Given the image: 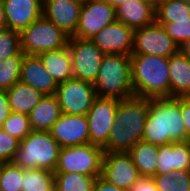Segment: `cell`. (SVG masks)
Masks as SVG:
<instances>
[{"instance_id": "cell-37", "label": "cell", "mask_w": 190, "mask_h": 191, "mask_svg": "<svg viewBox=\"0 0 190 191\" xmlns=\"http://www.w3.org/2000/svg\"><path fill=\"white\" fill-rule=\"evenodd\" d=\"M128 191H159L151 177H140Z\"/></svg>"}, {"instance_id": "cell-12", "label": "cell", "mask_w": 190, "mask_h": 191, "mask_svg": "<svg viewBox=\"0 0 190 191\" xmlns=\"http://www.w3.org/2000/svg\"><path fill=\"white\" fill-rule=\"evenodd\" d=\"M116 21L115 8L104 0H86L80 9L79 24L72 37L92 39L105 26Z\"/></svg>"}, {"instance_id": "cell-27", "label": "cell", "mask_w": 190, "mask_h": 191, "mask_svg": "<svg viewBox=\"0 0 190 191\" xmlns=\"http://www.w3.org/2000/svg\"><path fill=\"white\" fill-rule=\"evenodd\" d=\"M21 191H54V172L47 169H23Z\"/></svg>"}, {"instance_id": "cell-40", "label": "cell", "mask_w": 190, "mask_h": 191, "mask_svg": "<svg viewBox=\"0 0 190 191\" xmlns=\"http://www.w3.org/2000/svg\"><path fill=\"white\" fill-rule=\"evenodd\" d=\"M7 28V22L4 13L3 0H0V31Z\"/></svg>"}, {"instance_id": "cell-16", "label": "cell", "mask_w": 190, "mask_h": 191, "mask_svg": "<svg viewBox=\"0 0 190 191\" xmlns=\"http://www.w3.org/2000/svg\"><path fill=\"white\" fill-rule=\"evenodd\" d=\"M81 6L76 0H43V16L72 37L79 24Z\"/></svg>"}, {"instance_id": "cell-41", "label": "cell", "mask_w": 190, "mask_h": 191, "mask_svg": "<svg viewBox=\"0 0 190 191\" xmlns=\"http://www.w3.org/2000/svg\"><path fill=\"white\" fill-rule=\"evenodd\" d=\"M179 51L190 59V38L179 47Z\"/></svg>"}, {"instance_id": "cell-5", "label": "cell", "mask_w": 190, "mask_h": 191, "mask_svg": "<svg viewBox=\"0 0 190 191\" xmlns=\"http://www.w3.org/2000/svg\"><path fill=\"white\" fill-rule=\"evenodd\" d=\"M61 146L46 131H31L20 141L13 163L22 169L55 171Z\"/></svg>"}, {"instance_id": "cell-15", "label": "cell", "mask_w": 190, "mask_h": 191, "mask_svg": "<svg viewBox=\"0 0 190 191\" xmlns=\"http://www.w3.org/2000/svg\"><path fill=\"white\" fill-rule=\"evenodd\" d=\"M49 133L61 147L90 143L86 115L61 114Z\"/></svg>"}, {"instance_id": "cell-1", "label": "cell", "mask_w": 190, "mask_h": 191, "mask_svg": "<svg viewBox=\"0 0 190 191\" xmlns=\"http://www.w3.org/2000/svg\"><path fill=\"white\" fill-rule=\"evenodd\" d=\"M143 141L157 146L189 141L181 113V97L149 99Z\"/></svg>"}, {"instance_id": "cell-33", "label": "cell", "mask_w": 190, "mask_h": 191, "mask_svg": "<svg viewBox=\"0 0 190 191\" xmlns=\"http://www.w3.org/2000/svg\"><path fill=\"white\" fill-rule=\"evenodd\" d=\"M23 169L13 162H3L1 191H21Z\"/></svg>"}, {"instance_id": "cell-36", "label": "cell", "mask_w": 190, "mask_h": 191, "mask_svg": "<svg viewBox=\"0 0 190 191\" xmlns=\"http://www.w3.org/2000/svg\"><path fill=\"white\" fill-rule=\"evenodd\" d=\"M181 113L184 121L186 138L190 141V97H181Z\"/></svg>"}, {"instance_id": "cell-20", "label": "cell", "mask_w": 190, "mask_h": 191, "mask_svg": "<svg viewBox=\"0 0 190 191\" xmlns=\"http://www.w3.org/2000/svg\"><path fill=\"white\" fill-rule=\"evenodd\" d=\"M115 17L135 30L155 22L156 8L143 0H127L115 8Z\"/></svg>"}, {"instance_id": "cell-17", "label": "cell", "mask_w": 190, "mask_h": 191, "mask_svg": "<svg viewBox=\"0 0 190 191\" xmlns=\"http://www.w3.org/2000/svg\"><path fill=\"white\" fill-rule=\"evenodd\" d=\"M7 28L21 32L43 15V0H3Z\"/></svg>"}, {"instance_id": "cell-13", "label": "cell", "mask_w": 190, "mask_h": 191, "mask_svg": "<svg viewBox=\"0 0 190 191\" xmlns=\"http://www.w3.org/2000/svg\"><path fill=\"white\" fill-rule=\"evenodd\" d=\"M101 176L126 191L141 177L127 152L104 153Z\"/></svg>"}, {"instance_id": "cell-11", "label": "cell", "mask_w": 190, "mask_h": 191, "mask_svg": "<svg viewBox=\"0 0 190 191\" xmlns=\"http://www.w3.org/2000/svg\"><path fill=\"white\" fill-rule=\"evenodd\" d=\"M119 100L98 96L94 99L92 107L86 114L91 144L102 148L107 144L109 133L115 124Z\"/></svg>"}, {"instance_id": "cell-32", "label": "cell", "mask_w": 190, "mask_h": 191, "mask_svg": "<svg viewBox=\"0 0 190 191\" xmlns=\"http://www.w3.org/2000/svg\"><path fill=\"white\" fill-rule=\"evenodd\" d=\"M10 56H24L21 51L20 32L6 28L0 31V62Z\"/></svg>"}, {"instance_id": "cell-3", "label": "cell", "mask_w": 190, "mask_h": 191, "mask_svg": "<svg viewBox=\"0 0 190 191\" xmlns=\"http://www.w3.org/2000/svg\"><path fill=\"white\" fill-rule=\"evenodd\" d=\"M130 61L135 96L149 99L170 97L169 58L131 55Z\"/></svg>"}, {"instance_id": "cell-26", "label": "cell", "mask_w": 190, "mask_h": 191, "mask_svg": "<svg viewBox=\"0 0 190 191\" xmlns=\"http://www.w3.org/2000/svg\"><path fill=\"white\" fill-rule=\"evenodd\" d=\"M96 178L73 172H54V191H92Z\"/></svg>"}, {"instance_id": "cell-4", "label": "cell", "mask_w": 190, "mask_h": 191, "mask_svg": "<svg viewBox=\"0 0 190 191\" xmlns=\"http://www.w3.org/2000/svg\"><path fill=\"white\" fill-rule=\"evenodd\" d=\"M93 85L98 97L121 100L135 96L131 82L130 56L123 54L104 55Z\"/></svg>"}, {"instance_id": "cell-7", "label": "cell", "mask_w": 190, "mask_h": 191, "mask_svg": "<svg viewBox=\"0 0 190 191\" xmlns=\"http://www.w3.org/2000/svg\"><path fill=\"white\" fill-rule=\"evenodd\" d=\"M69 36L43 15L20 32L21 51L26 55L67 46Z\"/></svg>"}, {"instance_id": "cell-14", "label": "cell", "mask_w": 190, "mask_h": 191, "mask_svg": "<svg viewBox=\"0 0 190 191\" xmlns=\"http://www.w3.org/2000/svg\"><path fill=\"white\" fill-rule=\"evenodd\" d=\"M91 40L105 55L123 54L131 56L134 30L122 22L115 21L105 26Z\"/></svg>"}, {"instance_id": "cell-42", "label": "cell", "mask_w": 190, "mask_h": 191, "mask_svg": "<svg viewBox=\"0 0 190 191\" xmlns=\"http://www.w3.org/2000/svg\"><path fill=\"white\" fill-rule=\"evenodd\" d=\"M109 3L112 7L116 8L127 0H104Z\"/></svg>"}, {"instance_id": "cell-19", "label": "cell", "mask_w": 190, "mask_h": 191, "mask_svg": "<svg viewBox=\"0 0 190 191\" xmlns=\"http://www.w3.org/2000/svg\"><path fill=\"white\" fill-rule=\"evenodd\" d=\"M172 170H190V141L158 146L156 174Z\"/></svg>"}, {"instance_id": "cell-39", "label": "cell", "mask_w": 190, "mask_h": 191, "mask_svg": "<svg viewBox=\"0 0 190 191\" xmlns=\"http://www.w3.org/2000/svg\"><path fill=\"white\" fill-rule=\"evenodd\" d=\"M11 113L7 92L0 90V127Z\"/></svg>"}, {"instance_id": "cell-9", "label": "cell", "mask_w": 190, "mask_h": 191, "mask_svg": "<svg viewBox=\"0 0 190 191\" xmlns=\"http://www.w3.org/2000/svg\"><path fill=\"white\" fill-rule=\"evenodd\" d=\"M67 45L72 59L73 78L94 83L105 54L91 39L69 37Z\"/></svg>"}, {"instance_id": "cell-28", "label": "cell", "mask_w": 190, "mask_h": 191, "mask_svg": "<svg viewBox=\"0 0 190 191\" xmlns=\"http://www.w3.org/2000/svg\"><path fill=\"white\" fill-rule=\"evenodd\" d=\"M190 18V4L181 0H161L156 7L157 23H173V20Z\"/></svg>"}, {"instance_id": "cell-24", "label": "cell", "mask_w": 190, "mask_h": 191, "mask_svg": "<svg viewBox=\"0 0 190 191\" xmlns=\"http://www.w3.org/2000/svg\"><path fill=\"white\" fill-rule=\"evenodd\" d=\"M8 102L12 112L29 115L44 95L20 81L7 91Z\"/></svg>"}, {"instance_id": "cell-35", "label": "cell", "mask_w": 190, "mask_h": 191, "mask_svg": "<svg viewBox=\"0 0 190 191\" xmlns=\"http://www.w3.org/2000/svg\"><path fill=\"white\" fill-rule=\"evenodd\" d=\"M20 141L0 127V161L13 162Z\"/></svg>"}, {"instance_id": "cell-10", "label": "cell", "mask_w": 190, "mask_h": 191, "mask_svg": "<svg viewBox=\"0 0 190 191\" xmlns=\"http://www.w3.org/2000/svg\"><path fill=\"white\" fill-rule=\"evenodd\" d=\"M179 51L176 43L156 21L134 30L132 55H152L170 58Z\"/></svg>"}, {"instance_id": "cell-44", "label": "cell", "mask_w": 190, "mask_h": 191, "mask_svg": "<svg viewBox=\"0 0 190 191\" xmlns=\"http://www.w3.org/2000/svg\"><path fill=\"white\" fill-rule=\"evenodd\" d=\"M3 162L0 161V191H1V174H2Z\"/></svg>"}, {"instance_id": "cell-18", "label": "cell", "mask_w": 190, "mask_h": 191, "mask_svg": "<svg viewBox=\"0 0 190 191\" xmlns=\"http://www.w3.org/2000/svg\"><path fill=\"white\" fill-rule=\"evenodd\" d=\"M19 81L43 95H54L58 87L54 78L44 68L38 55L24 54Z\"/></svg>"}, {"instance_id": "cell-2", "label": "cell", "mask_w": 190, "mask_h": 191, "mask_svg": "<svg viewBox=\"0 0 190 191\" xmlns=\"http://www.w3.org/2000/svg\"><path fill=\"white\" fill-rule=\"evenodd\" d=\"M149 111V98L133 96L119 100L115 124L112 127L104 153L128 152L143 140L144 125Z\"/></svg>"}, {"instance_id": "cell-23", "label": "cell", "mask_w": 190, "mask_h": 191, "mask_svg": "<svg viewBox=\"0 0 190 191\" xmlns=\"http://www.w3.org/2000/svg\"><path fill=\"white\" fill-rule=\"evenodd\" d=\"M61 110L55 95H44L29 114L32 131H46L60 118Z\"/></svg>"}, {"instance_id": "cell-46", "label": "cell", "mask_w": 190, "mask_h": 191, "mask_svg": "<svg viewBox=\"0 0 190 191\" xmlns=\"http://www.w3.org/2000/svg\"><path fill=\"white\" fill-rule=\"evenodd\" d=\"M76 1H79V2L83 3V2H85L86 0H76Z\"/></svg>"}, {"instance_id": "cell-6", "label": "cell", "mask_w": 190, "mask_h": 191, "mask_svg": "<svg viewBox=\"0 0 190 191\" xmlns=\"http://www.w3.org/2000/svg\"><path fill=\"white\" fill-rule=\"evenodd\" d=\"M104 149L88 143L61 147L54 172H73L98 177L102 173Z\"/></svg>"}, {"instance_id": "cell-22", "label": "cell", "mask_w": 190, "mask_h": 191, "mask_svg": "<svg viewBox=\"0 0 190 191\" xmlns=\"http://www.w3.org/2000/svg\"><path fill=\"white\" fill-rule=\"evenodd\" d=\"M46 71L54 78L57 84L73 78L72 59L68 45L57 50L39 53Z\"/></svg>"}, {"instance_id": "cell-30", "label": "cell", "mask_w": 190, "mask_h": 191, "mask_svg": "<svg viewBox=\"0 0 190 191\" xmlns=\"http://www.w3.org/2000/svg\"><path fill=\"white\" fill-rule=\"evenodd\" d=\"M24 56H10L0 62V90L7 91L20 80Z\"/></svg>"}, {"instance_id": "cell-29", "label": "cell", "mask_w": 190, "mask_h": 191, "mask_svg": "<svg viewBox=\"0 0 190 191\" xmlns=\"http://www.w3.org/2000/svg\"><path fill=\"white\" fill-rule=\"evenodd\" d=\"M152 179L159 191H190V170H172Z\"/></svg>"}, {"instance_id": "cell-38", "label": "cell", "mask_w": 190, "mask_h": 191, "mask_svg": "<svg viewBox=\"0 0 190 191\" xmlns=\"http://www.w3.org/2000/svg\"><path fill=\"white\" fill-rule=\"evenodd\" d=\"M92 191H126V190L119 188L116 185H113L100 175L96 178Z\"/></svg>"}, {"instance_id": "cell-43", "label": "cell", "mask_w": 190, "mask_h": 191, "mask_svg": "<svg viewBox=\"0 0 190 191\" xmlns=\"http://www.w3.org/2000/svg\"><path fill=\"white\" fill-rule=\"evenodd\" d=\"M143 1H146V2L150 3L155 8L158 6V0H143Z\"/></svg>"}, {"instance_id": "cell-45", "label": "cell", "mask_w": 190, "mask_h": 191, "mask_svg": "<svg viewBox=\"0 0 190 191\" xmlns=\"http://www.w3.org/2000/svg\"><path fill=\"white\" fill-rule=\"evenodd\" d=\"M183 2H185L186 4H190V0H181Z\"/></svg>"}, {"instance_id": "cell-8", "label": "cell", "mask_w": 190, "mask_h": 191, "mask_svg": "<svg viewBox=\"0 0 190 191\" xmlns=\"http://www.w3.org/2000/svg\"><path fill=\"white\" fill-rule=\"evenodd\" d=\"M55 97L62 114L86 115L97 97L93 83L71 78L58 84Z\"/></svg>"}, {"instance_id": "cell-21", "label": "cell", "mask_w": 190, "mask_h": 191, "mask_svg": "<svg viewBox=\"0 0 190 191\" xmlns=\"http://www.w3.org/2000/svg\"><path fill=\"white\" fill-rule=\"evenodd\" d=\"M170 97H190V59L178 51L169 58Z\"/></svg>"}, {"instance_id": "cell-31", "label": "cell", "mask_w": 190, "mask_h": 191, "mask_svg": "<svg viewBox=\"0 0 190 191\" xmlns=\"http://www.w3.org/2000/svg\"><path fill=\"white\" fill-rule=\"evenodd\" d=\"M1 128L19 141L23 140L32 131L29 115L12 111Z\"/></svg>"}, {"instance_id": "cell-34", "label": "cell", "mask_w": 190, "mask_h": 191, "mask_svg": "<svg viewBox=\"0 0 190 191\" xmlns=\"http://www.w3.org/2000/svg\"><path fill=\"white\" fill-rule=\"evenodd\" d=\"M162 25L167 35L180 47L190 38V18L173 20V23H158Z\"/></svg>"}, {"instance_id": "cell-25", "label": "cell", "mask_w": 190, "mask_h": 191, "mask_svg": "<svg viewBox=\"0 0 190 191\" xmlns=\"http://www.w3.org/2000/svg\"><path fill=\"white\" fill-rule=\"evenodd\" d=\"M141 177L156 175L158 146L145 141H139L128 152Z\"/></svg>"}]
</instances>
